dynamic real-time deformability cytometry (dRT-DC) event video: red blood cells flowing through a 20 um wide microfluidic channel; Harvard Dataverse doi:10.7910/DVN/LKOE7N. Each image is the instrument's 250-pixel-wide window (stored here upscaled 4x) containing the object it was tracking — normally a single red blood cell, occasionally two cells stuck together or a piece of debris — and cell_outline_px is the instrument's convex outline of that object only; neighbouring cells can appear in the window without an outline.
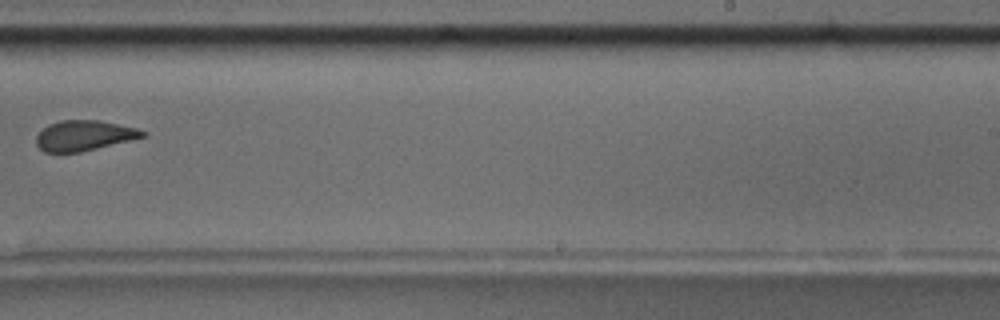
{"species": "common noctule bat (a hibernating species)", "species_latin": "Nyctalus noctula", "temperature_condition": "room temperature", "stored_images_in_passage": 16, "camera_frame_rate_fps": 3000, "um_per_image_px": 0.085, "animal": {"sex": "male", "body_mass_g": 17.5, "forearm_length_mm": 52.3}, "frame": {"image": 1, "passage_image": 10, "time_ms": 11.333, "image_size_px": [1000, 320], "cell_outline_px": [[148, 132], [144, 136], [80, 152], [44, 152], [36, 144], [36, 136], [48, 124], [60, 120], [96, 120], [136, 128]], "centroid_in_image_um": [7.09, 11.52], "position_along_channel_um": 281.9, "area_um2": 18.38}}
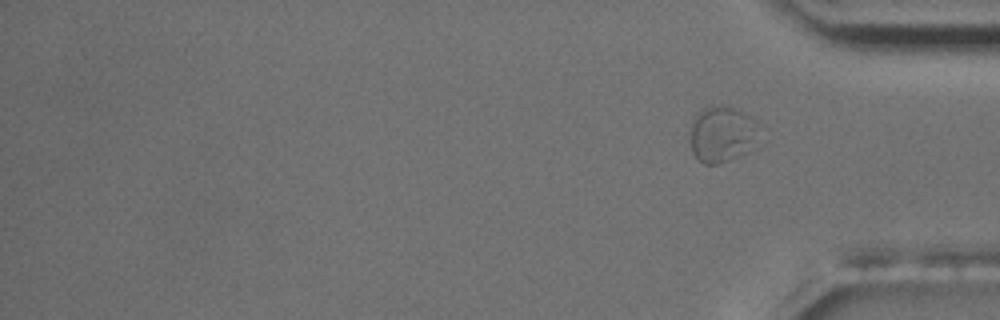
{"frame": {"image": 2, "passage_image": 16, "time_ms": 19.0, "image_size_px": [1000, 320], "cell_outline_px": [[768, 140], [764, 144], [756, 148], [728, 160], [716, 164], [704, 164], [692, 152], [692, 116], [700, 108], [708, 104], [724, 104], [736, 108], [764, 124], [768, 128]], "centroid_in_image_um": [61.62, 11.34], "position_along_channel_um": 373.6, "area_um2": 24.74}, "authors_computed_cell_mechanics": {"area_um2": 20.1144, "velocity_mm_per_s": 3.5872, "shape_relaxation_time_tau1_ms": 5.7058, "shape_relaxation_time_tau2_ms": 2.8469, "deformation_change_tau1": 0.1492, "deformation_change_tau2": 0.095}}